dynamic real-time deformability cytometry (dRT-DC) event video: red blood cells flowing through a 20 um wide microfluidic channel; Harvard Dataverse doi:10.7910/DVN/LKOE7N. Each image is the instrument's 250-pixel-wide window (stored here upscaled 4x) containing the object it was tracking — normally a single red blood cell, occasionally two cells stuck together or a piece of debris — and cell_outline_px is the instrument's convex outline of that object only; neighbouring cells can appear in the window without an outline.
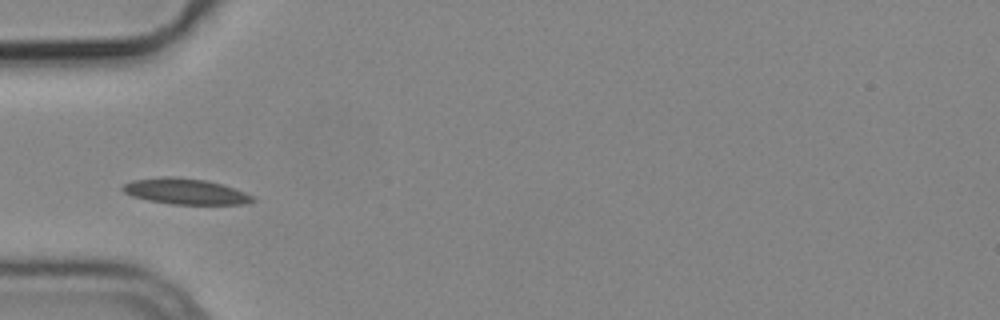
{"species": "common noctule bat (a hibernating species)", "species_latin": "Nyctalus noctula", "temperature_condition": "cold", "stored_images_in_passage": 5, "camera_frame_rate_fps": 3000, "um_per_image_px": 0.085, "animal": {"sex": "male", "body_mass_g": 19.2, "forearm_length_mm": 51.8}, "frame": {"image": 1, "passage_image": 3, "time_ms": 0.667, "image_size_px": [1000, 320], "cell_outline_px": [[256, 200], [244, 204], [172, 204], [148, 200], [132, 196], [124, 192], [120, 188], [124, 184], [132, 180], [160, 176], [172, 176], [204, 180], [220, 184], [244, 192], [252, 196]], "centroid_in_image_um": [15.7, 16.26], "position_along_channel_um": 69.3, "area_um2": 19.36}}
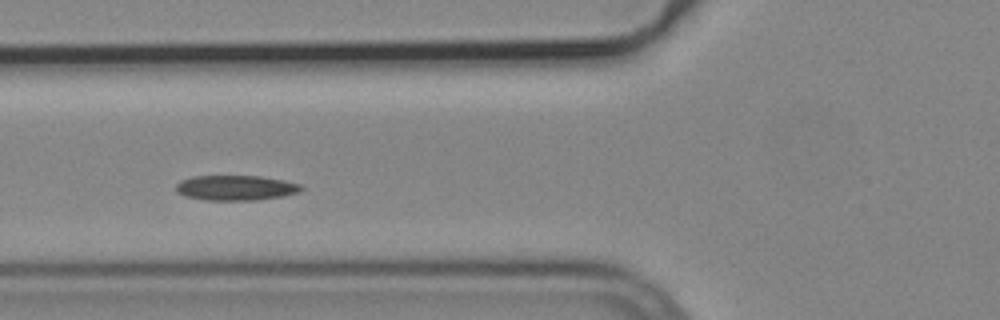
{"frame": {"image": 2, "passage_image": 4, "time_ms": 1.0, "image_size_px": [1000, 320], "cell_outline_px": [[304, 188], [300, 192], [284, 196], [256, 200], [208, 200], [184, 196], [176, 192], [176, 184], [180, 180], [192, 176], [260, 176], [284, 180], [300, 184]], "centroid_in_image_um": [20.04, 15.96], "position_along_channel_um": 105.8, "area_um2": 18.44}}
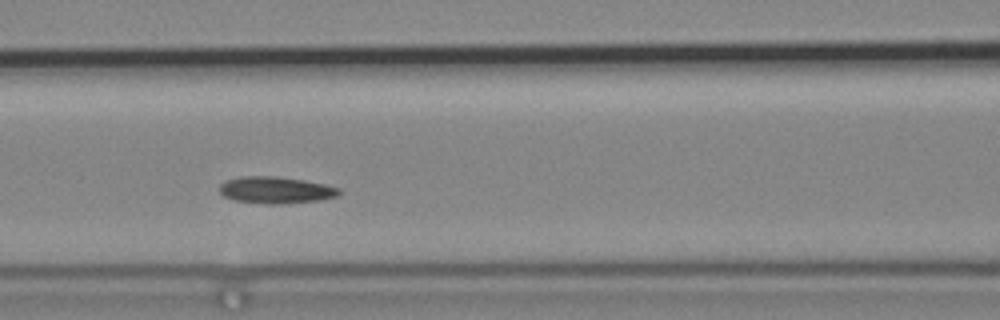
{"frame": {"image": 3, "passage_image": 5, "time_ms": 1.333, "image_size_px": [1000, 320], "cell_outline_px": [[340, 192], [336, 196], [320, 200], [280, 204], [268, 204], [232, 200], [224, 196], [220, 192], [220, 184], [228, 180], [240, 176], [276, 176], [304, 180], [324, 184], [340, 188]], "centroid_in_image_um": [23.43, 16.15], "position_along_channel_um": 143.2, "area_um2": 18.61}}